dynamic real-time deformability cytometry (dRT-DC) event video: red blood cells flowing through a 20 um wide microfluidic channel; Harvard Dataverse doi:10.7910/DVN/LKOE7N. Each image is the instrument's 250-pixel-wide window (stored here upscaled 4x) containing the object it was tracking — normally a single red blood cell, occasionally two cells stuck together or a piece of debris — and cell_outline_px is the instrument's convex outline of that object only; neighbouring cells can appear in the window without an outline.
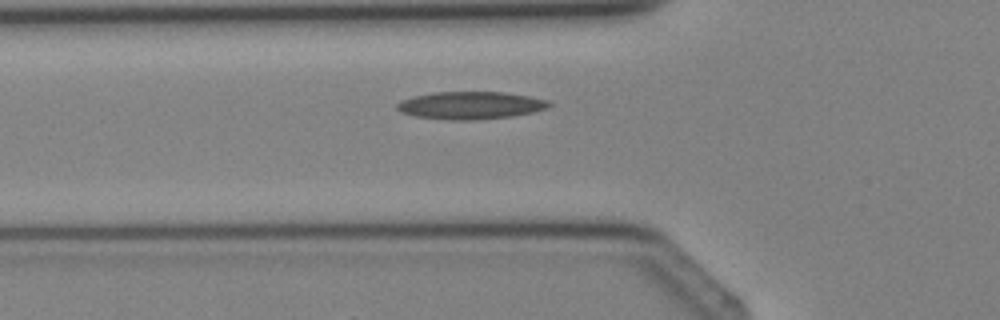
{"species": "Egyptian fruit bat (a non-hibernating species)", "species_latin": "Rousettus aegyptiacus", "temperature_condition": "cold", "stored_images_in_passage": 5, "camera_frame_rate_fps": 3000, "um_per_image_px": 0.085, "animal": {"sex": "female"}, "frame": {"image": 1, "passage_image": 5, "time_ms": 6.333, "image_size_px": [1000, 320], "cell_outline_px": [[552, 104], [548, 108], [532, 112], [512, 116], [476, 120], [448, 120], [412, 116], [400, 112], [396, 108], [396, 104], [400, 100], [412, 96], [436, 92], [504, 92], [528, 96], [548, 100]], "centroid_in_image_um": [39.95, 8.96], "position_along_channel_um": 85.8, "area_um2": 24.62}}